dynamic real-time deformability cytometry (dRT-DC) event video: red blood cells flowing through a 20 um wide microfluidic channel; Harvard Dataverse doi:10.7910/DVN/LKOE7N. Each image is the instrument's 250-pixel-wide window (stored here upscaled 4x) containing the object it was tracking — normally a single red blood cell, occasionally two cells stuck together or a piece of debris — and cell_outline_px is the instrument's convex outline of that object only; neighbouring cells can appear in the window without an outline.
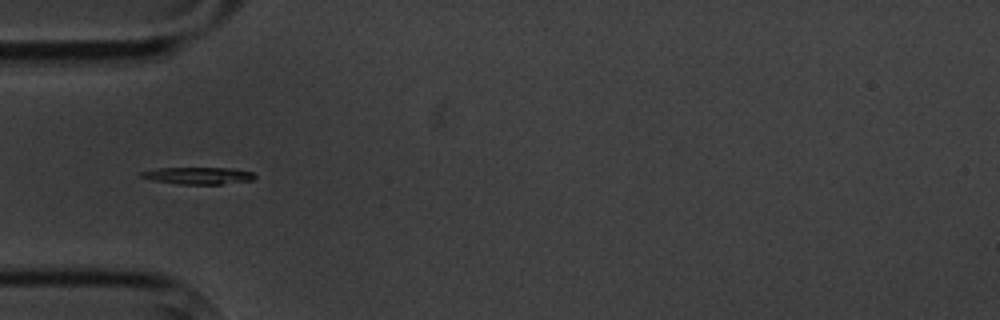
{"species": "common noctule bat (a hibernating species)", "species_latin": "Nyctalus noctula", "temperature_condition": "cold", "stored_images_in_passage": 1, "camera_frame_rate_fps": 3000, "um_per_image_px": 0.085, "animal": {"sex": "male", "body_mass_g": 20.1, "forearm_length_mm": 53.5}, "frame": {"image": 1, "passage_image": 1, "time_ms": 0.0, "image_size_px": [1000, 320], "cell_outline_px": [[256, 176], [252, 180], [220, 184], [180, 184], [152, 180], [140, 176], [140, 172], [156, 168], [236, 168], [252, 172]], "centroid_in_image_um": [16.86, 14.92], "position_along_channel_um": 68.1, "area_um2": 11.21}}